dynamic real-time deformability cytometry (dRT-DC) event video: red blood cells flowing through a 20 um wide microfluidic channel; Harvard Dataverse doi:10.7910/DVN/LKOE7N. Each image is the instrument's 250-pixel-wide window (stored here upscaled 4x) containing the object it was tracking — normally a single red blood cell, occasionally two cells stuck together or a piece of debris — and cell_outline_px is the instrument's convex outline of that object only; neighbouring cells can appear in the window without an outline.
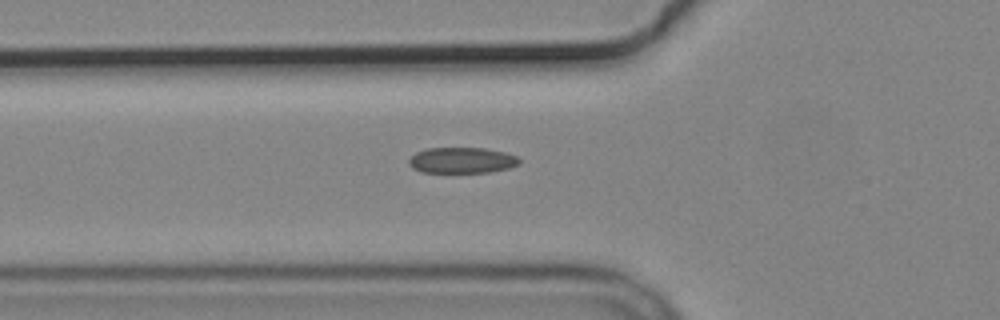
{"species": "common noctule bat (a hibernating species)", "species_latin": "Nyctalus noctula", "temperature_condition": "cold", "stored_images_in_passage": 7, "camera_frame_rate_fps": 3000, "um_per_image_px": 0.085, "animal": {"sex": "male", "body_mass_g": 19.2, "forearm_length_mm": 51.8}, "frame": {"image": 1, "passage_image": 7, "time_ms": 7.0, "image_size_px": [1000, 320], "cell_outline_px": [[520, 164], [508, 168], [488, 172], [420, 172], [412, 168], [408, 164], [408, 160], [416, 152], [428, 148], [484, 148], [504, 152], [516, 156], [520, 160]], "centroid_in_image_um": [39.24, 13.62], "position_along_channel_um": 86.6, "area_um2": 16.59}}